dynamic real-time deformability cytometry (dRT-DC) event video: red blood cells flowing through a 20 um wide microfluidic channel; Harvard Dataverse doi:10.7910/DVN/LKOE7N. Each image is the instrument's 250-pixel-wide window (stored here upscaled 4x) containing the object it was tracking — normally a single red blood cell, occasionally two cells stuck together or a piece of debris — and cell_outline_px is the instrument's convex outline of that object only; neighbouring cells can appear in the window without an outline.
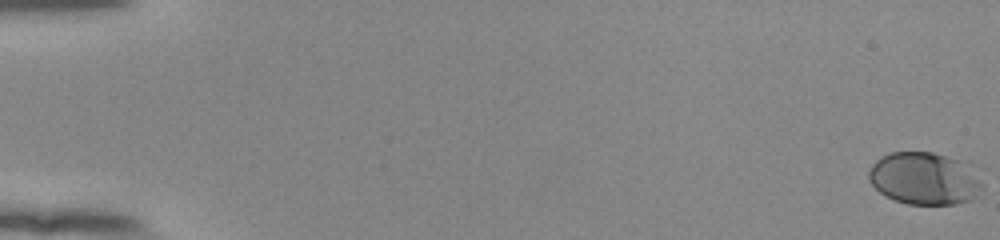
{"species": "human", "species_latin": "Homo sapiens", "temperature_condition": "room temperature", "stored_images_in_passage": 56, "camera_frame_rate_fps": 3000, "um_per_image_px": 0.085, "donor": {"sex": "female"}, "frame": {"image": 1, "passage_image": 1, "time_ms": 0.0, "image_size_px": [1000, 240], "cell_outline_px": [[984, 188], [972, 200], [956, 204], [908, 204], [884, 196], [868, 180], [868, 172], [872, 164], [880, 156], [888, 152], [932, 152], [968, 160], [984, 168]], "centroid_in_image_um": [78.75, 15.13], "position_along_channel_um": 6.3, "area_um2": 36.47}}
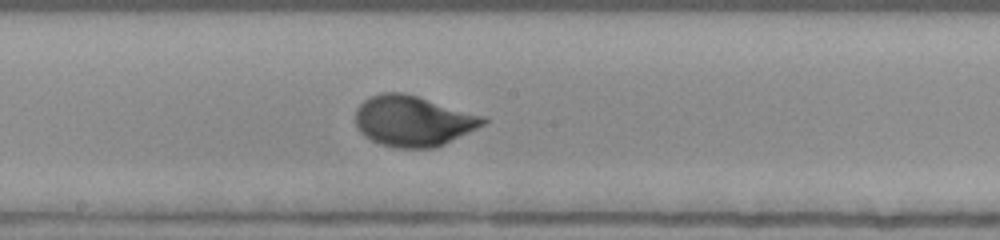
{"frame": {"image": 2, "passage_image": 32, "time_ms": 10.333, "image_size_px": [1000, 240], "cell_outline_px": [[488, 120], [484, 124], [436, 148], [396, 148], [380, 144], [364, 136], [356, 128], [356, 108], [364, 100], [380, 92], [404, 92], [484, 116]], "centroid_in_image_um": [35.07, 10.28], "position_along_channel_um": 213.1, "area_um2": 37.57}}
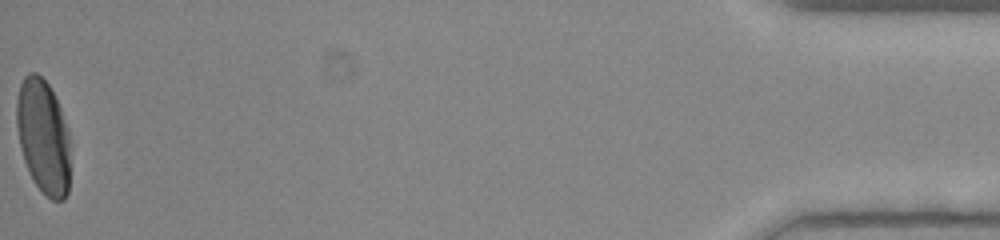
{"frame": {"image": 3, "passage_image": 56, "time_ms": 18.333, "image_size_px": [1000, 240], "cell_outline_px": [[68, 192], [64, 200], [52, 200], [32, 180], [28, 172], [20, 148], [16, 124], [16, 100], [20, 84], [24, 76], [28, 72], [36, 72], [48, 84], [60, 108], [68, 128]], "centroid_in_image_um": [3.64, 11.58], "position_along_channel_um": 431.6, "area_um2": 35.55}, "authors_computed_cell_mechanics": {"area_um2": 35.3447, "velocity_mm_per_s": 3.8619, "shape_relaxation_time_tau1_ms": 3.7831, "shape_relaxation_time_tau2_ms": null, "deformation_change_tau1": 0.1693, "deformation_change_tau2": null}}